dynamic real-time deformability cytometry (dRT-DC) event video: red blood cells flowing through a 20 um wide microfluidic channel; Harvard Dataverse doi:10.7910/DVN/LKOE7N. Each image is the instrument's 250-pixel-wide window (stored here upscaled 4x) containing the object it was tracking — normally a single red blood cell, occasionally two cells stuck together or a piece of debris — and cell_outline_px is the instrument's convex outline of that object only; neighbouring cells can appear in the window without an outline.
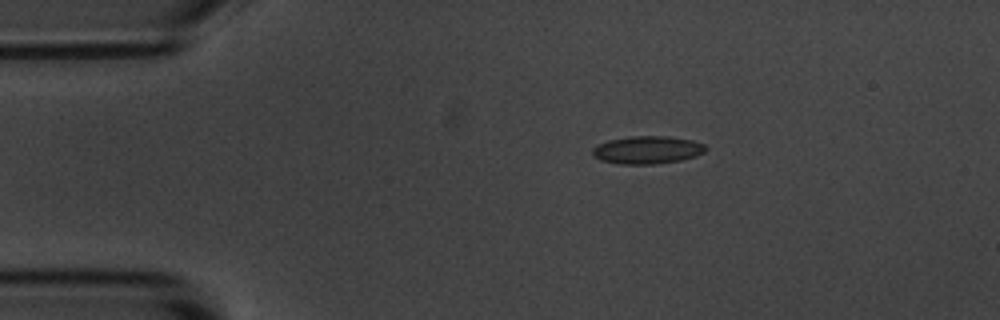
{"species": "common noctule bat (a hibernating species)", "species_latin": "Nyctalus noctula", "temperature_condition": "room temperature", "stored_images_in_passage": 4, "camera_frame_rate_fps": 3000, "um_per_image_px": 0.085, "animal": {"sex": "male", "body_mass_g": 20.1, "forearm_length_mm": 53.5}, "frame": {"image": 1, "passage_image": 4, "time_ms": 4.0, "image_size_px": [1000, 320], "cell_outline_px": [[708, 148], [704, 152], [696, 156], [680, 160], [656, 164], [620, 164], [600, 160], [592, 156], [592, 148], [596, 144], [608, 140], [632, 136], [668, 136], [692, 140], [704, 144]], "centroid_in_image_um": [55.0, 12.74], "position_along_channel_um": 30.0, "area_um2": 18.5}}